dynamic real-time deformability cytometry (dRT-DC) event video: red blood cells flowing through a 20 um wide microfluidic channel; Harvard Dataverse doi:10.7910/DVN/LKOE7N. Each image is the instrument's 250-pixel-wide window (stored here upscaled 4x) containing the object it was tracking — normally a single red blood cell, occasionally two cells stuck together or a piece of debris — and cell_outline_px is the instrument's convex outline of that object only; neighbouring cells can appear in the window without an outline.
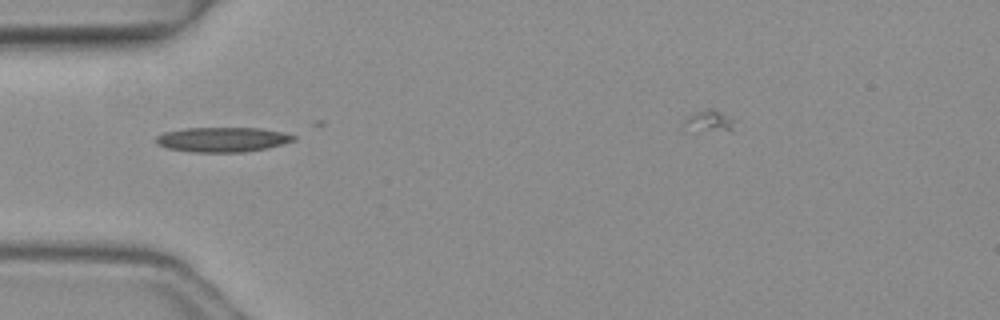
{"species": "common noctule bat (a hibernating species)", "species_latin": "Nyctalus noctula", "temperature_condition": "warm", "stored_images_in_passage": 1, "camera_frame_rate_fps": 3000, "um_per_image_px": 0.085, "animal": {"sex": "female", "body_mass_g": 19.3, "forearm_length_mm": 54.1}, "frame": {"image": 1, "passage_image": 1, "time_ms": 0.0, "image_size_px": [1000, 320], "cell_outline_px": [[296, 140], [268, 148], [244, 152], [192, 152], [164, 148], [156, 144], [156, 136], [164, 132], [184, 128], [260, 128], [280, 132], [296, 136]], "centroid_in_image_um": [18.87, 11.87], "position_along_channel_um": 66.1, "area_um2": 19.94}}